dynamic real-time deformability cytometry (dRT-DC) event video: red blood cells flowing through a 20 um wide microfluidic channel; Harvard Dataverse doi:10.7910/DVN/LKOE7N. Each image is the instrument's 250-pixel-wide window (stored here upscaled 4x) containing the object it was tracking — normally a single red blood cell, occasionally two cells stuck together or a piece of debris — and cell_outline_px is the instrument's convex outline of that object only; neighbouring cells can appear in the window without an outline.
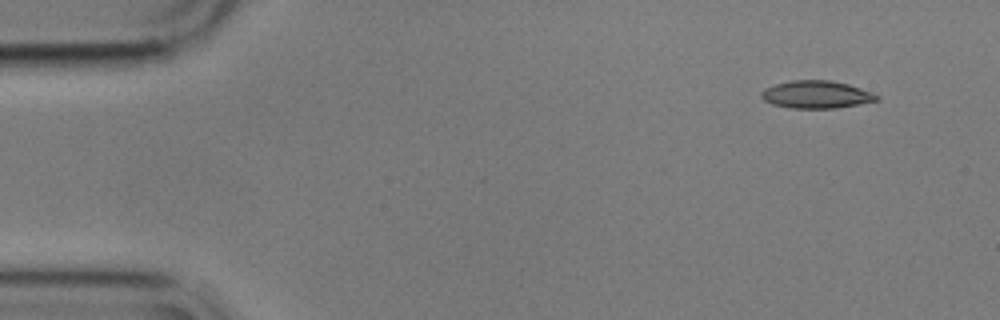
{"species": "common noctule bat (a hibernating species)", "species_latin": "Nyctalus noctula", "temperature_condition": "cold", "stored_images_in_passage": 52, "camera_frame_rate_fps": 3000, "um_per_image_px": 0.085, "animal": {"sex": "male", "body_mass_g": 17.9}, "frame": {"image": 1, "passage_image": 1, "time_ms": 0.0, "image_size_px": [1000, 320], "cell_outline_px": [[880, 100], [836, 108], [792, 108], [772, 104], [764, 100], [760, 96], [760, 92], [764, 88], [776, 84], [792, 80], [832, 80], [848, 84], [872, 92], [880, 96]], "centroid_in_image_um": [69.39, 8.03], "position_along_channel_um": 15.6, "area_um2": 18.61}}
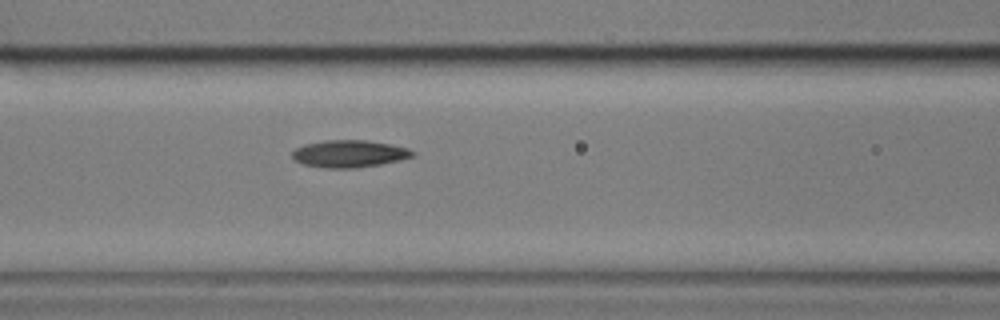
{"frame": {"image": 2, "passage_image": 19, "time_ms": 6.0, "image_size_px": [1000, 320], "cell_outline_px": [[416, 156], [400, 160], [380, 164], [356, 168], [324, 168], [304, 164], [296, 160], [292, 156], [292, 152], [296, 148], [304, 144], [324, 140], [368, 140], [392, 144], [408, 148], [416, 152]], "centroid_in_image_um": [29.73, 13.06], "position_along_channel_um": 136.9, "area_um2": 19.25}}
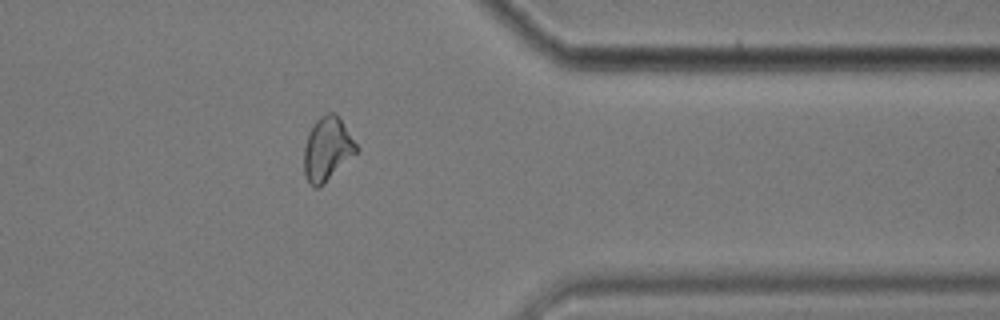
{"frame": {"image": 3, "passage_image": 41, "time_ms": 13.333, "image_size_px": [1000, 320], "cell_outline_px": [[360, 148], [324, 184], [316, 188], [312, 188], [308, 184], [304, 176], [304, 148], [308, 132], [316, 120], [320, 116], [328, 112], [336, 112]], "centroid_in_image_um": [27.8, 12.67], "position_along_channel_um": 383.6, "area_um2": 19.59}, "authors_computed_cell_mechanics": {"area_um2": 18.9006, "velocity_mm_per_s": 3.5446, "shape_relaxation_time_tau1_ms": 4.7644, "shape_relaxation_time_tau2_ms": 8.6194, "deformation_change_tau1": 0.1388, "deformation_change_tau2": 0.1674}}